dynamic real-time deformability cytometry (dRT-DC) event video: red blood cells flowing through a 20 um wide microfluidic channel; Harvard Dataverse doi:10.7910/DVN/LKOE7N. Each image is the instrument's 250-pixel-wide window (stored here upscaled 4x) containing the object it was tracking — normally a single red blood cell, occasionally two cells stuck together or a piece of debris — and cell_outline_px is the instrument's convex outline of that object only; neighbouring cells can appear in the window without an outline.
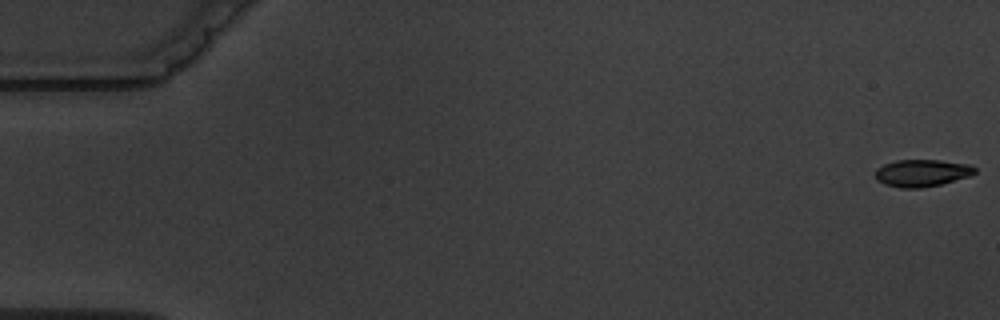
{"species": "common noctule bat (a hibernating species)", "species_latin": "Nyctalus noctula", "temperature_condition": "warm", "stored_images_in_passage": 5, "camera_frame_rate_fps": 3000, "um_per_image_px": 0.085, "animal": {"sex": "male", "body_mass_g": 19.5, "forearm_length_mm": 54.6}, "frame": {"image": 1, "passage_image": 1, "time_ms": 0.0, "image_size_px": [1000, 320], "cell_outline_px": [[976, 172], [972, 176], [940, 184], [920, 188], [900, 188], [884, 184], [876, 180], [876, 168], [884, 164], [896, 160], [940, 160], [972, 164], [976, 168]], "centroid_in_image_um": [78.39, 14.7], "position_along_channel_um": 6.6, "area_um2": 15.95}}
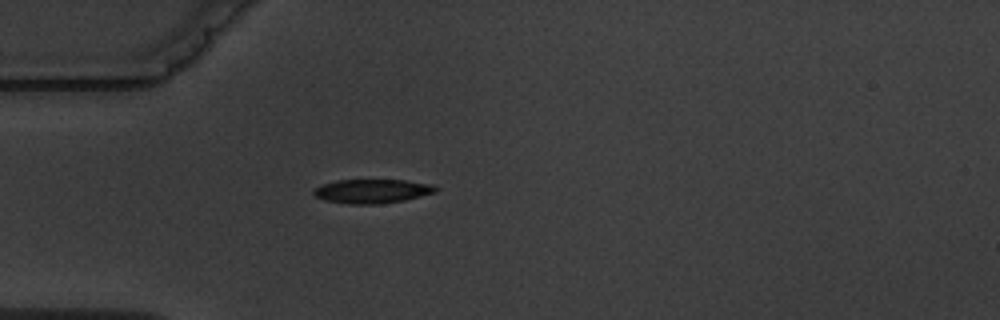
{"frame": {"image": 2, "passage_image": 5, "time_ms": 5.333, "image_size_px": [1000, 320], "cell_outline_px": [[440, 188], [436, 192], [404, 200], [376, 204], [348, 204], [324, 200], [316, 196], [312, 192], [316, 188], [324, 184], [336, 180], [404, 180], [432, 184]], "centroid_in_image_um": [31.66, 16.25], "position_along_channel_um": 53.3, "area_um2": 16.99}}